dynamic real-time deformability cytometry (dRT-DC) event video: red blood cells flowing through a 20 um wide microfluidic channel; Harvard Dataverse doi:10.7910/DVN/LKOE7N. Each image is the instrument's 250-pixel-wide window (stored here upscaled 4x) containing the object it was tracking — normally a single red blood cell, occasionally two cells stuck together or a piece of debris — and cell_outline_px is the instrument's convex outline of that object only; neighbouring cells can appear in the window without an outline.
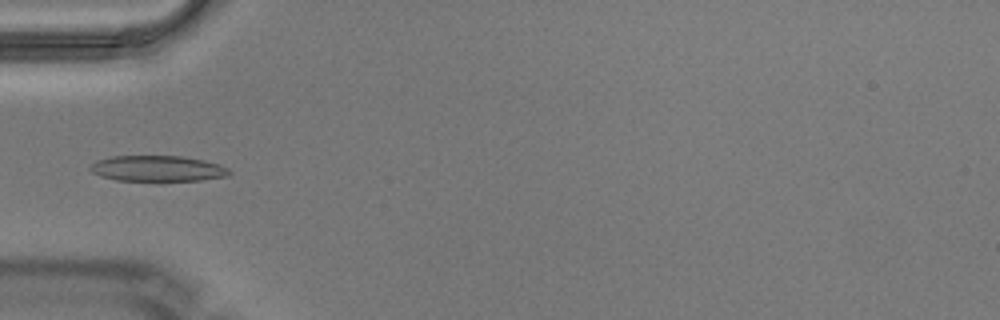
{"species": "Egyptian fruit bat (a non-hibernating species)", "species_latin": "Rousettus aegyptiacus", "temperature_condition": "warm", "stored_images_in_passage": 7, "camera_frame_rate_fps": 3000, "um_per_image_px": 0.085, "animal": {"sex": "male"}, "frame": {"image": 1, "passage_image": 5, "time_ms": 1.333, "image_size_px": [1000, 320], "cell_outline_px": [[232, 172], [228, 176], [200, 180], [116, 180], [100, 176], [92, 172], [88, 168], [96, 160], [112, 156], [180, 156], [204, 160], [220, 164], [228, 168]], "centroid_in_image_um": [13.4, 14.31], "position_along_channel_um": 71.6, "area_um2": 20.81}}